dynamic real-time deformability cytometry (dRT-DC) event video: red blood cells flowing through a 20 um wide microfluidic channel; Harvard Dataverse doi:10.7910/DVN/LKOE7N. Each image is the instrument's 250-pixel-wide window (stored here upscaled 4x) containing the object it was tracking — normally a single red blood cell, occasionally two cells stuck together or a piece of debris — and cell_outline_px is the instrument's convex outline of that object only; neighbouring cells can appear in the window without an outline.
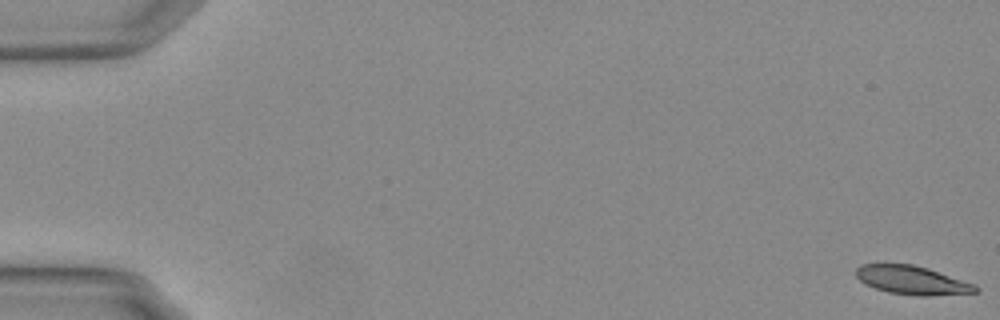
{"species": "Egyptian fruit bat (a non-hibernating species)", "species_latin": "Rousettus aegyptiacus", "temperature_condition": "warm", "stored_images_in_passage": 56, "camera_frame_rate_fps": 3000, "um_per_image_px": 0.085, "animal": {"sex": "female"}, "frame": {"image": 1, "passage_image": 1, "time_ms": 0.0, "image_size_px": [1000, 320], "cell_outline_px": [[980, 292], [928, 296], [920, 296], [888, 292], [864, 284], [856, 276], [856, 268], [864, 264], [912, 264], [928, 268], [976, 284], [980, 288]], "centroid_in_image_um": [77.58, 23.82], "position_along_channel_um": 7.4, "area_um2": 20.0}}
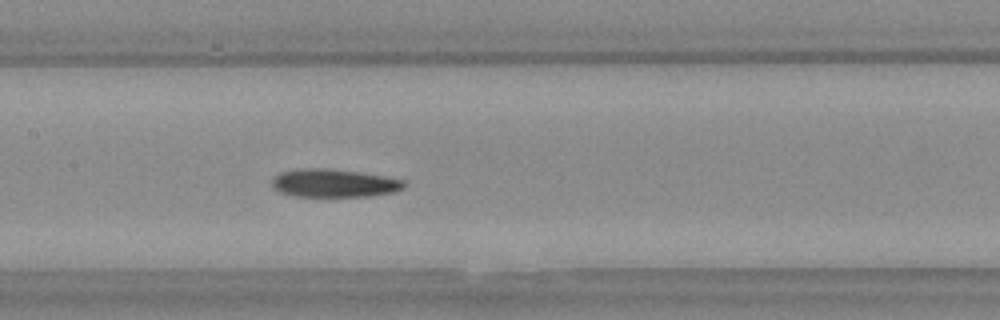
{"frame": {"image": 2, "passage_image": 28, "time_ms": 9.0, "image_size_px": [1000, 320], "cell_outline_px": [[408, 184], [404, 188], [396, 192], [372, 196], [292, 196], [280, 192], [272, 188], [272, 176], [280, 172], [300, 168], [328, 168], [384, 176], [404, 180]], "centroid_in_image_um": [28.38, 15.57], "position_along_channel_um": 179.0, "area_um2": 21.91}}
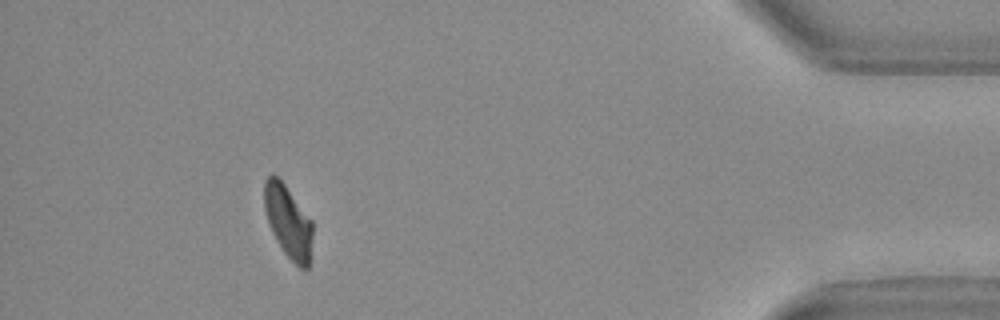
{"frame": {"image": 3, "passage_image": 51, "time_ms": 16.667, "image_size_px": [1000, 320], "cell_outline_px": [[312, 260], [308, 268], [300, 268], [284, 252], [272, 232], [264, 208], [264, 180], [272, 172], [284, 184], [312, 220]], "centroid_in_image_um": [24.51, 18.85], "position_along_channel_um": 410.7, "area_um2": 20.4}, "authors_computed_cell_mechanics": {"area_um2": 21.5594, "velocity_mm_per_s": 3.7388, "shape_relaxation_time_tau1_ms": 7.5796, "shape_relaxation_time_tau2_ms": 7.9625, "deformation_change_tau1": 0.2134, "deformation_change_tau2": 0.143}}